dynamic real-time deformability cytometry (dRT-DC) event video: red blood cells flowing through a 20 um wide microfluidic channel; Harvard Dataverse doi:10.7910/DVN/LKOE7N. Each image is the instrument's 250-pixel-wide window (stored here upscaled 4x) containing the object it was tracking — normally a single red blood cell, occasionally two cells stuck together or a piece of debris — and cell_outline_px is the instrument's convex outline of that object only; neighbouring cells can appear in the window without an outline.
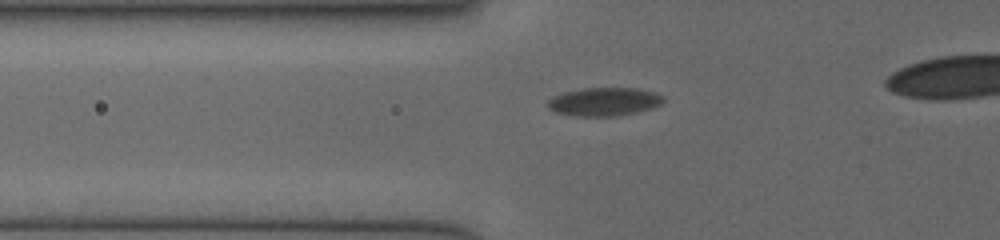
{"species": "human", "species_latin": "Homo sapiens", "temperature_condition": "cold", "stored_images_in_passage": 15, "camera_frame_rate_fps": 3000, "um_per_image_px": 0.085, "donor": {"sex": "female"}, "frame": {"image": 1, "passage_image": 11, "time_ms": 4.667, "image_size_px": [1000, 240], "cell_outline_px": [[664, 100], [660, 104], [652, 108], [636, 112], [612, 116], [576, 116], [556, 112], [548, 108], [548, 100], [552, 96], [564, 92], [580, 88], [640, 88], [656, 92], [664, 96]], "centroid_in_image_um": [51.36, 8.63], "position_along_channel_um": 74.4, "area_um2": 19.19}}